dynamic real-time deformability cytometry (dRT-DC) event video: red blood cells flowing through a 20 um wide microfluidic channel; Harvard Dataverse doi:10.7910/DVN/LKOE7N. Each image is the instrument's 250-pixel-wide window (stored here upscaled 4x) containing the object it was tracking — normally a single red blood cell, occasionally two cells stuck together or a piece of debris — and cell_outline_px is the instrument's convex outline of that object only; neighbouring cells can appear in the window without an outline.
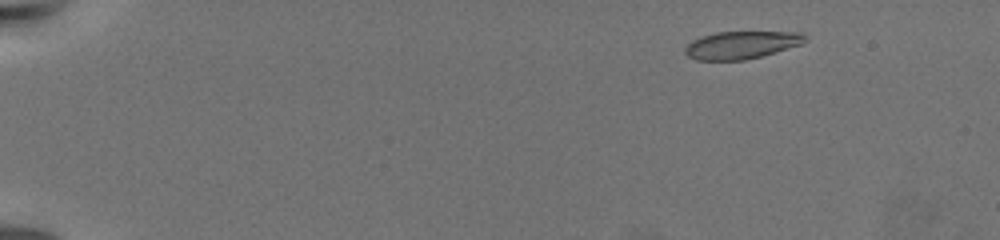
{"species": "common noctule bat (a hibernating species)", "species_latin": "Nyctalus noctula", "temperature_condition": "warm", "stored_images_in_passage": 10, "camera_frame_rate_fps": 3000, "um_per_image_px": 0.085, "animal": {"sex": "female", "body_mass_g": 19.5, "forearm_length_mm": 54.1}, "frame": {"image": 1, "passage_image": 3, "time_ms": 1.667, "image_size_px": [1000, 240], "cell_outline_px": [[808, 40], [800, 44], [760, 56], [744, 60], [696, 60], [688, 56], [684, 52], [684, 48], [692, 40], [716, 32], [804, 32], [808, 36]], "centroid_in_image_um": [63.03, 3.81], "position_along_channel_um": 22.0, "area_um2": 19.19}}
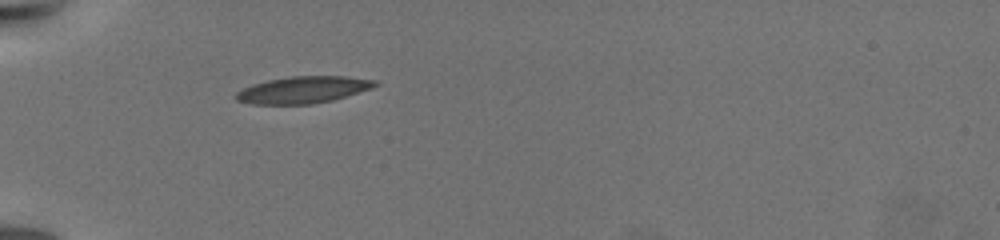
{"frame": {"image": 2, "passage_image": 9, "time_ms": 6.667, "image_size_px": [1000, 240], "cell_outline_px": [[380, 84], [372, 88], [332, 100], [312, 104], [252, 104], [236, 100], [232, 96], [236, 92], [252, 84], [268, 80], [292, 76], [344, 76], [376, 80]], "centroid_in_image_um": [25.74, 7.63], "position_along_channel_um": 59.3, "area_um2": 21.73}}